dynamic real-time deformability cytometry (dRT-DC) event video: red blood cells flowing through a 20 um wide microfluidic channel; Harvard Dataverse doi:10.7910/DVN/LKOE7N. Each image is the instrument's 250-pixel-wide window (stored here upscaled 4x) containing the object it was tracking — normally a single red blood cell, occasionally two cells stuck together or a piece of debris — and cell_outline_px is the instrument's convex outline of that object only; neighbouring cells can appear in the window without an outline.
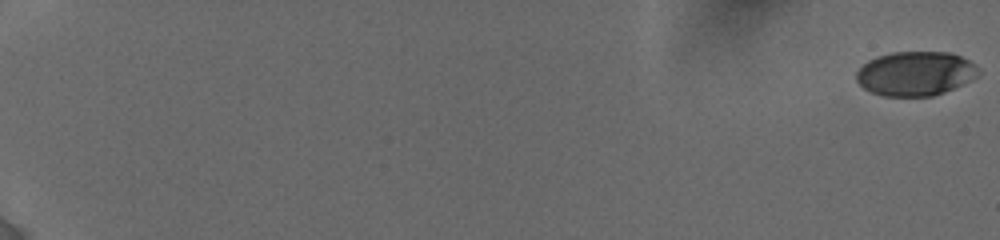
{"species": "human", "species_latin": "Homo sapiens", "temperature_condition": "cold", "stored_images_in_passage": 3, "camera_frame_rate_fps": 3000, "um_per_image_px": 0.085, "donor": {"sex": "female"}, "frame": {"image": 1, "passage_image": 1, "time_ms": 0.0, "image_size_px": [1000, 240], "cell_outline_px": [[980, 72], [972, 80], [964, 84], [944, 92], [932, 96], [884, 96], [872, 92], [864, 88], [856, 80], [856, 72], [868, 60], [876, 56], [892, 52], [952, 52], [968, 60]], "centroid_in_image_um": [77.8, 6.25], "position_along_channel_um": 7.2, "area_um2": 31.44}}